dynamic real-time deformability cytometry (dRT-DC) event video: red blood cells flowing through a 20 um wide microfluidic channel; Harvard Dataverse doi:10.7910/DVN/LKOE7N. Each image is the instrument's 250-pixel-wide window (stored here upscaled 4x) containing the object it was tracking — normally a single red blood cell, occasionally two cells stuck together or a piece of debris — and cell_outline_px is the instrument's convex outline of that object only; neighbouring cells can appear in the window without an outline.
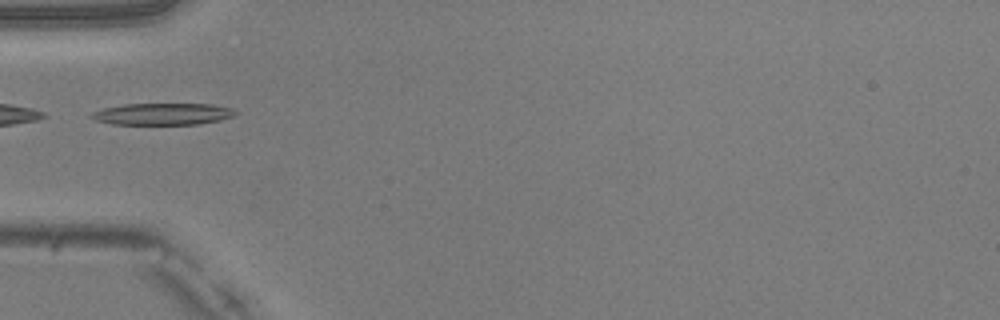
{"species": "common noctule bat (a hibernating species)", "species_latin": "Nyctalus noctula", "temperature_condition": "warm", "stored_images_in_passage": 33, "camera_frame_rate_fps": 3000, "um_per_image_px": 0.085, "animal": {"sex": "male", "body_mass_g": 20.5, "forearm_length_mm": 52.5}, "frame": {"image": 1, "passage_image": 1, "time_ms": 0.0, "image_size_px": [1000, 320], "cell_outline_px": [[240, 112], [232, 116], [220, 120], [200, 124], [112, 124], [96, 120], [88, 116], [92, 112], [104, 108], [124, 104], [212, 104], [232, 108]], "centroid_in_image_um": [13.85, 9.69], "position_along_channel_um": 71.2, "area_um2": 18.26}}
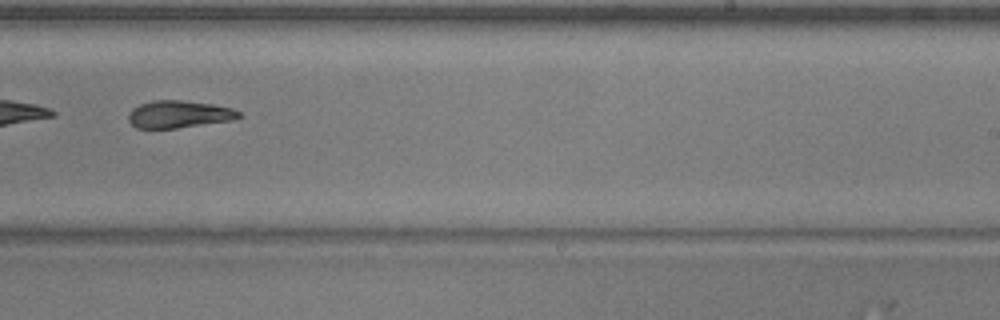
{"frame": {"image": 2, "passage_image": 16, "time_ms": 5.0, "image_size_px": [1000, 320], "cell_outline_px": [[244, 116], [232, 120], [176, 128], [136, 128], [128, 120], [128, 112], [132, 108], [140, 104], [156, 100], [180, 100], [212, 104], [232, 108], [240, 112]], "centroid_in_image_um": [15.21, 9.71], "position_along_channel_um": 273.8, "area_um2": 17.57}}
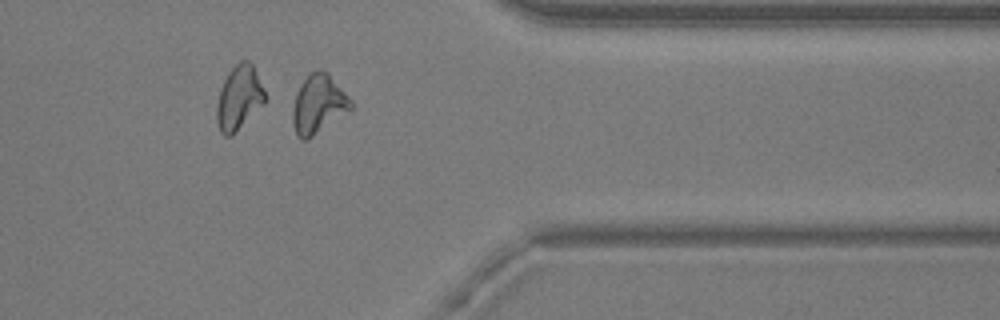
{"frame": {"image": 3, "passage_image": 25, "time_ms": 8.0, "image_size_px": [1000, 320], "cell_outline_px": [[352, 108], [308, 140], [300, 140], [296, 136], [292, 124], [292, 108], [296, 92], [300, 84], [312, 72], [328, 72], [352, 100]], "centroid_in_image_um": [27.03, 8.9], "position_along_channel_um": 384.4, "area_um2": 19.83}}